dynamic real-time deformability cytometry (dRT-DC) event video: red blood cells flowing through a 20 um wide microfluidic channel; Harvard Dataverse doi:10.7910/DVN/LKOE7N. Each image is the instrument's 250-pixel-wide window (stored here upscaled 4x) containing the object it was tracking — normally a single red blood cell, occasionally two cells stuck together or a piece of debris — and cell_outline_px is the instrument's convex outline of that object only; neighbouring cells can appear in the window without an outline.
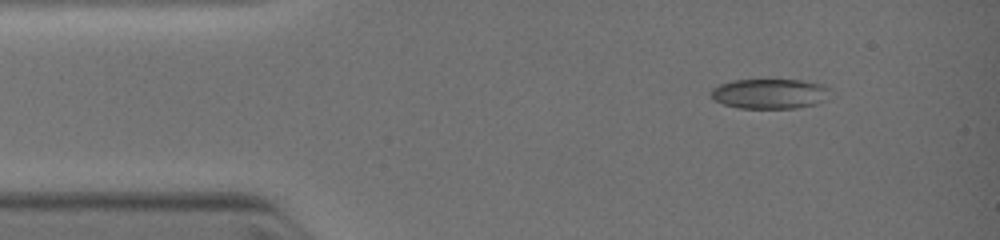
{"species": "common noctule bat (a hibernating species)", "species_latin": "Nyctalus noctula", "temperature_condition": "warm", "stored_images_in_passage": 29, "camera_frame_rate_fps": 3000, "um_per_image_px": 0.085, "animal": {"sex": "female", "body_mass_g": 19.0, "forearm_length_mm": 51.5}, "frame": {"image": 1, "passage_image": 1, "time_ms": 0.0, "image_size_px": [1000, 240], "cell_outline_px": [[836, 92], [816, 104], [796, 108], [736, 108], [712, 100], [712, 88], [720, 84], [732, 80], [804, 80], [824, 84], [832, 88]], "centroid_in_image_um": [65.51, 7.96], "position_along_channel_um": 19.5, "area_um2": 21.21}}
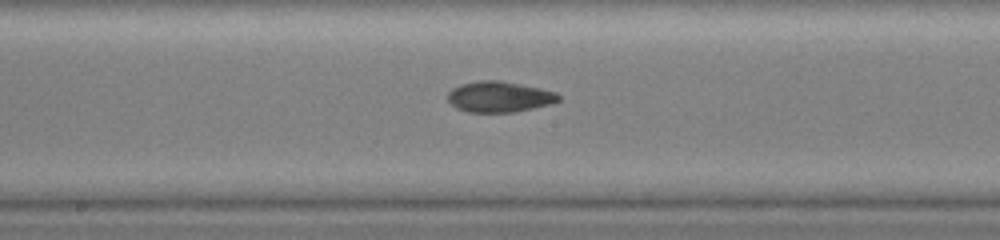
{"frame": {"image": 2, "passage_image": 14, "time_ms": 5.0, "image_size_px": [1000, 240], "cell_outline_px": [[560, 100], [552, 104], [516, 112], [468, 112], [456, 108], [448, 100], [448, 92], [452, 88], [460, 84], [480, 80], [500, 80], [540, 88], [556, 92], [560, 96]], "centroid_in_image_um": [42.45, 8.23], "position_along_channel_um": 205.8, "area_um2": 20.0}}
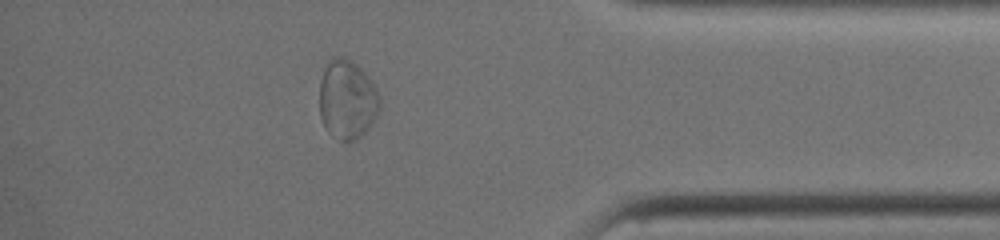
{"frame": {"image": 3, "passage_image": 25, "time_ms": 9.333, "image_size_px": [1000, 240], "cell_outline_px": [[380, 108], [372, 124], [356, 140], [340, 140], [328, 132], [324, 128], [320, 116], [320, 80], [324, 68], [328, 60], [332, 56], [344, 56], [352, 60], [368, 76], [376, 88], [380, 96]], "centroid_in_image_um": [29.5, 8.43], "position_along_channel_um": 405.7, "area_um2": 28.09}}